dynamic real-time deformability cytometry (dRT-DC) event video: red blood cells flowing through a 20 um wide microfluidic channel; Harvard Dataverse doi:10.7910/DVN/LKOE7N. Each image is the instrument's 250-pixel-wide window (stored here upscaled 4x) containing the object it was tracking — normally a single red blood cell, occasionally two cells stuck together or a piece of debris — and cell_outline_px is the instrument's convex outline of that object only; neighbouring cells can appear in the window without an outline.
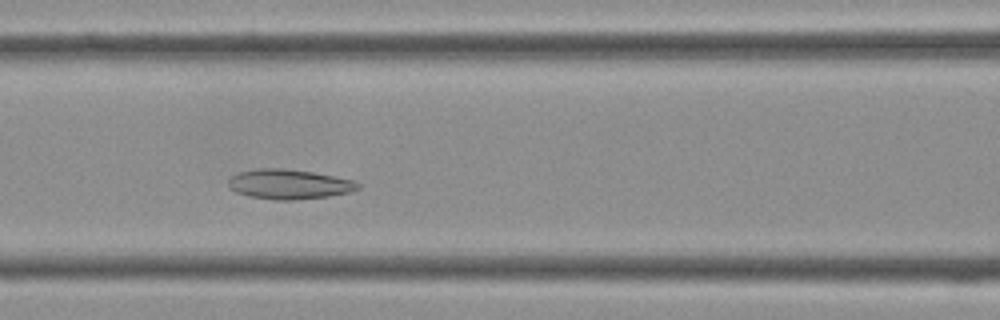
{"species": "Egyptian fruit bat (a non-hibernating species)", "species_latin": "Rousettus aegyptiacus", "temperature_condition": "cold", "stored_images_in_passage": 37, "camera_frame_rate_fps": 3000, "um_per_image_px": 0.085, "frame": {"image": 1, "passage_image": 13, "time_ms": 4.0, "image_size_px": [1000, 320], "cell_outline_px": [[360, 188], [348, 192], [328, 196], [296, 200], [276, 200], [248, 196], [236, 192], [228, 188], [228, 180], [232, 176], [240, 172], [256, 168], [280, 168], [312, 172], [336, 176], [352, 180], [360, 184]], "centroid_in_image_um": [24.54, 15.66], "position_along_channel_um": 142.1, "area_um2": 22.48}}
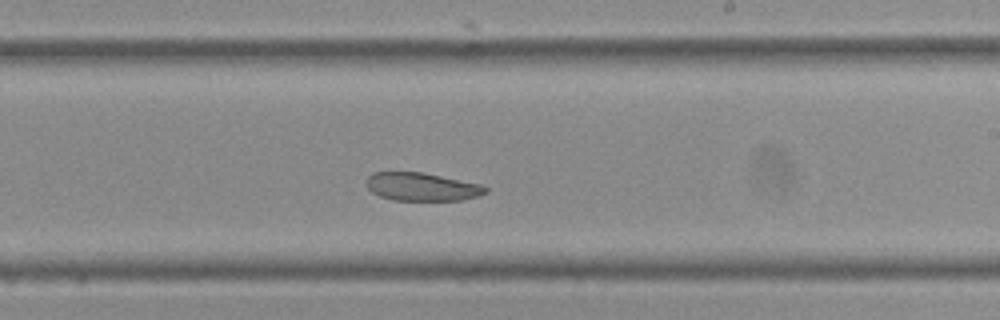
{"frame": {"image": 2, "passage_image": 20, "time_ms": 6.333, "image_size_px": [1000, 320], "cell_outline_px": [[488, 192], [480, 196], [460, 200], [392, 200], [380, 196], [372, 192], [368, 188], [368, 176], [372, 172], [420, 172], [480, 184], [488, 188]], "centroid_in_image_um": [35.87, 15.88], "position_along_channel_um": 253.1, "area_um2": 19.36}}
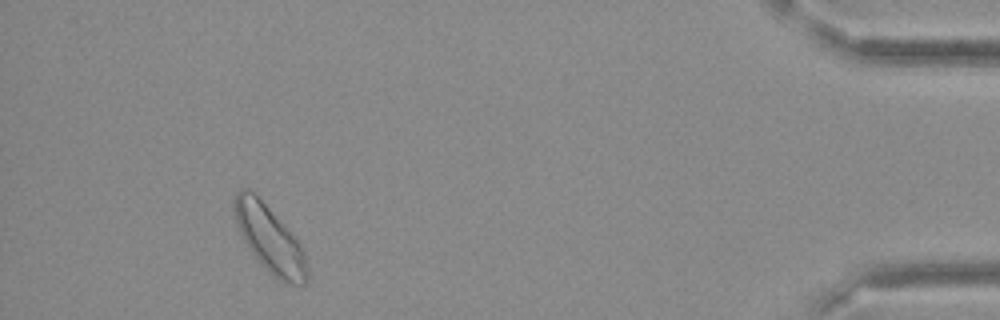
{"frame": {"image": 3, "passage_image": 34, "time_ms": 11.0, "image_size_px": [1000, 320], "cell_outline_px": [[308, 276], [304, 284], [292, 284], [280, 280], [268, 272], [260, 264], [244, 240], [236, 224], [232, 208], [232, 204], [236, 192], [240, 188], [248, 188], [268, 208], [300, 244], [304, 252], [308, 272]], "centroid_in_image_um": [22.88, 20.31], "position_along_channel_um": 412.3, "area_um2": 27.69}}